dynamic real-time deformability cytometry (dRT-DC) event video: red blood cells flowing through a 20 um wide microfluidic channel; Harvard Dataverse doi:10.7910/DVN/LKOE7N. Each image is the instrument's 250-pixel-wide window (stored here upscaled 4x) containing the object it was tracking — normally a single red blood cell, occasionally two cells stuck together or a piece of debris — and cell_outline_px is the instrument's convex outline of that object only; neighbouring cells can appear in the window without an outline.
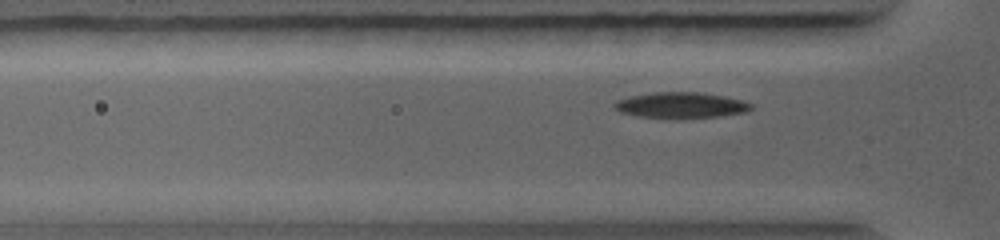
{"species": "common noctule bat (a hibernating species)", "species_latin": "Nyctalus noctula", "temperature_condition": "warm", "stored_images_in_passage": 30, "camera_frame_rate_fps": 5000, "um_per_image_px": 0.085, "animal": {"sex": "female", "body_mass_g": 19.0, "forearm_length_mm": 56.7}, "frame": {"image": 1, "passage_image": 9, "time_ms": 1.4, "image_size_px": [1000, 240], "cell_outline_px": [[752, 108], [744, 112], [720, 116], [640, 116], [620, 112], [612, 104], [616, 100], [628, 96], [652, 92], [696, 92], [724, 96], [740, 100], [752, 104]], "centroid_in_image_um": [57.83, 8.9], "position_along_channel_um": 68.0, "area_um2": 19.71}}
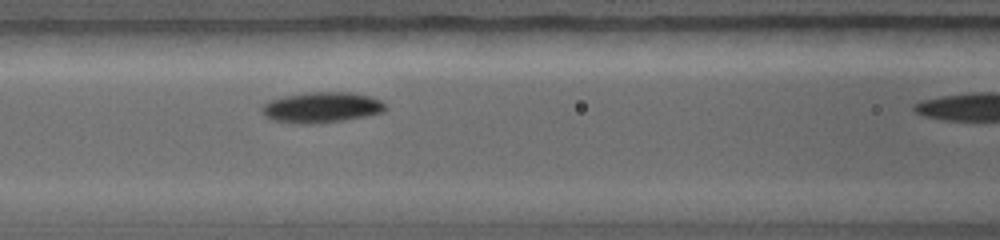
{"frame": {"image": 2, "passage_image": 17, "time_ms": 2.8, "image_size_px": [1000, 240], "cell_outline_px": [[388, 108], [384, 112], [344, 120], [316, 124], [292, 124], [272, 120], [264, 116], [260, 112], [260, 108], [268, 100], [284, 96], [308, 92], [352, 92], [368, 96], [380, 100]], "centroid_in_image_um": [27.28, 9.14], "position_along_channel_um": 139.3, "area_um2": 22.37}}
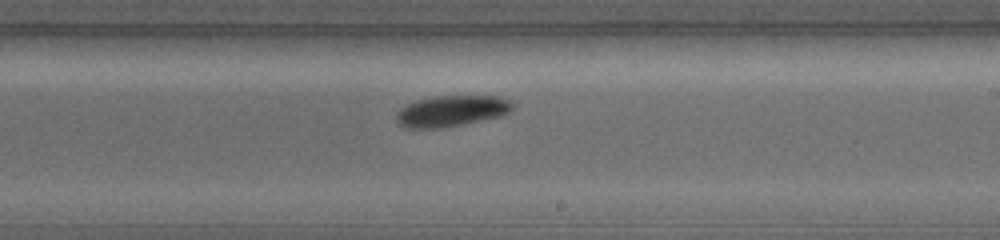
{"frame": {"image": 3, "passage_image": 29, "time_ms": 5.0, "image_size_px": [1000, 240], "cell_outline_px": [[512, 108], [508, 112], [500, 116], [440, 128], [404, 128], [396, 120], [396, 112], [400, 108], [416, 100], [436, 96], [500, 96], [508, 100], [512, 104]], "centroid_in_image_um": [38.32, 9.43], "position_along_channel_um": 250.7, "area_um2": 20.75}}